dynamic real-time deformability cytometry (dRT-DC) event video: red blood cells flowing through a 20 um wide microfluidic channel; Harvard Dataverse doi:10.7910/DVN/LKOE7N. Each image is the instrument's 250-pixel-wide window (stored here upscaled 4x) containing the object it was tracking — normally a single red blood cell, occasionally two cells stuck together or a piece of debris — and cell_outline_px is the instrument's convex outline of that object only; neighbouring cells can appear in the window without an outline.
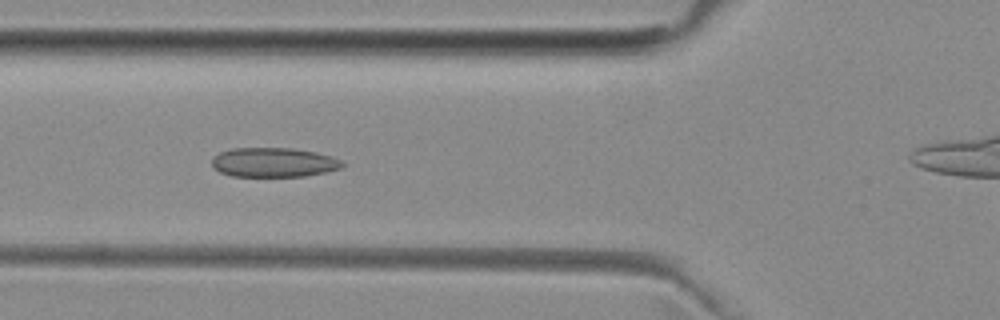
{"species": "common noctule bat (a hibernating species)", "species_latin": "Nyctalus noctula", "temperature_condition": "room temperature", "stored_images_in_passage": 38, "camera_frame_rate_fps": 3000, "um_per_image_px": 0.085, "animal": {"sex": "female", "body_mass_g": 29.2, "forearm_length_mm": 56.3}, "frame": {"image": 1, "passage_image": 8, "time_ms": 2.333, "image_size_px": [1000, 320], "cell_outline_px": [[344, 164], [340, 168], [328, 172], [304, 176], [232, 176], [220, 172], [212, 168], [212, 156], [220, 152], [232, 148], [292, 148], [316, 152], [332, 156], [340, 160]], "centroid_in_image_um": [23.24, 13.8], "position_along_channel_um": 102.6, "area_um2": 22.48}}
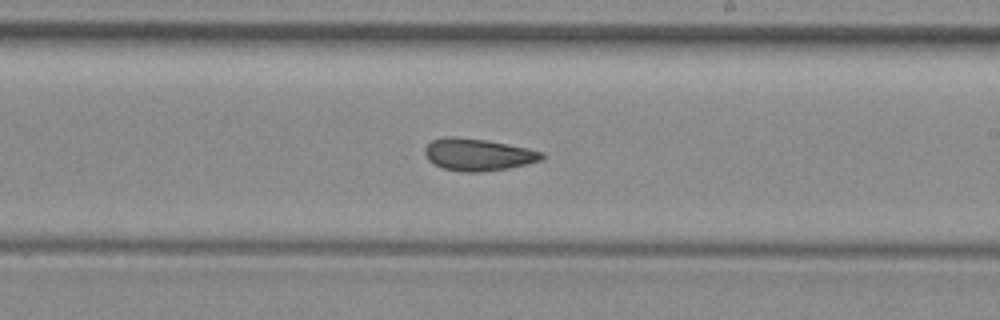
{"frame": {"image": 2, "passage_image": 19, "time_ms": 6.0, "image_size_px": [1000, 320], "cell_outline_px": [[544, 160], [508, 168], [480, 172], [460, 172], [444, 168], [428, 160], [424, 152], [424, 148], [432, 140], [444, 136], [452, 136], [488, 140], [528, 148], [544, 152]], "centroid_in_image_um": [40.64, 13.13], "position_along_channel_um": 248.4, "area_um2": 22.02}}
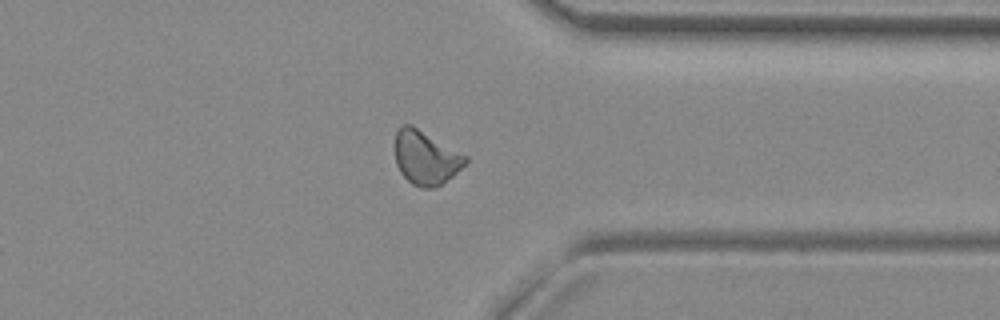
{"frame": {"image": 3, "passage_image": 29, "time_ms": 9.333, "image_size_px": [1000, 320], "cell_outline_px": [[468, 160], [452, 176], [436, 188], [420, 188], [412, 184], [400, 172], [396, 164], [396, 132], [404, 124], [412, 124], [468, 156]], "centroid_in_image_um": [36.19, 13.4], "position_along_channel_um": 375.2, "area_um2": 22.02}}